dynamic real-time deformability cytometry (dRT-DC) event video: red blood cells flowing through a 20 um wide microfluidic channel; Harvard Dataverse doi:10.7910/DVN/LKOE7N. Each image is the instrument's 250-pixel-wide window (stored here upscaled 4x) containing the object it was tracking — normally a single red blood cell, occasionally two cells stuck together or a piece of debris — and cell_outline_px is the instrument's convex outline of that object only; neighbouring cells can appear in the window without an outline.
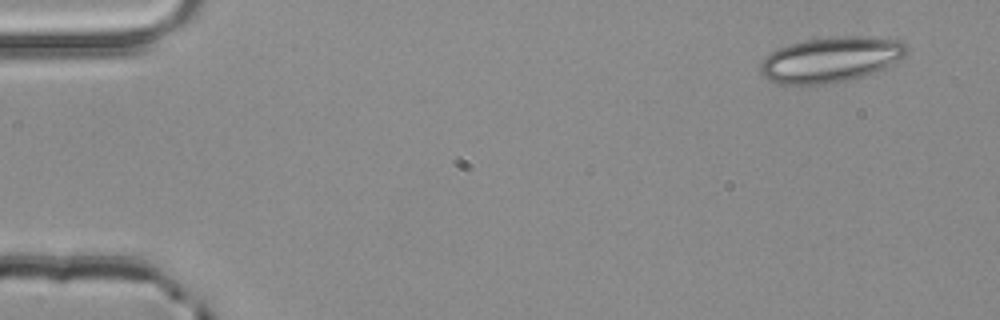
{"species": "common noctule bat (a hibernating species)", "species_latin": "Nyctalus noctula", "temperature_condition": "room temperature", "stored_images_in_passage": 4, "camera_frame_rate_fps": 3000, "um_per_image_px": 0.085, "animal": {"sex": "male", "body_mass_g": 20.4}, "frame": {"image": 1, "passage_image": 1, "time_ms": 0.0, "image_size_px": [1000, 320], "cell_outline_px": [[908, 52], [904, 56], [876, 72], [848, 80], [824, 84], [780, 84], [768, 80], [760, 72], [760, 64], [772, 52], [780, 48], [804, 40], [836, 36], [868, 36], [900, 40], [908, 44]], "centroid_in_image_um": [70.65, 5.05], "position_along_channel_um": 14.3, "area_um2": 38.44}}